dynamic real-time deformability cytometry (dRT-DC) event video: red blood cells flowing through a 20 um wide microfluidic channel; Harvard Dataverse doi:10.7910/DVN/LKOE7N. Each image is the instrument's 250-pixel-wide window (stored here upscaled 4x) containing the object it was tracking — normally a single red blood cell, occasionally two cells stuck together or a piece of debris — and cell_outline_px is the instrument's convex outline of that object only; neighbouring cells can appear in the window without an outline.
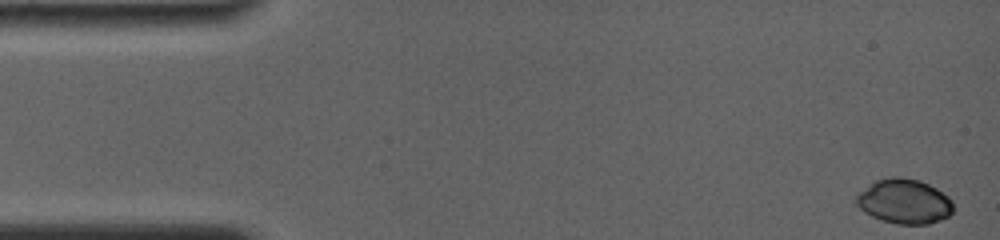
{"species": "common noctule bat (a hibernating species)", "species_latin": "Nyctalus noctula", "temperature_condition": "room temperature", "stored_images_in_passage": 44, "camera_frame_rate_fps": 4000, "um_per_image_px": 0.085, "animal": {"sex": "female", "body_mass_g": 19.0, "forearm_length_mm": 56.7}, "frame": {"image": 1, "passage_image": 1, "time_ms": 0.0, "image_size_px": [1000, 240], "cell_outline_px": [[952, 212], [948, 216], [940, 220], [928, 224], [896, 224], [872, 216], [864, 212], [856, 204], [856, 196], [860, 192], [876, 180], [892, 176], [900, 176], [920, 180], [936, 188], [948, 196], [952, 200]], "centroid_in_image_um": [76.87, 17.11], "position_along_channel_um": 8.1, "area_um2": 25.14}}
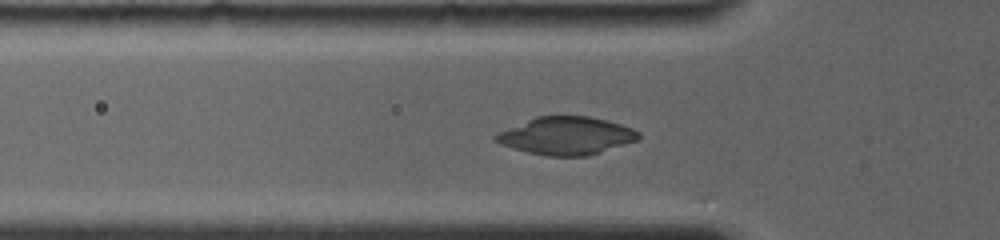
{"frame": {"image": 2, "passage_image": 25, "time_ms": 5.0, "image_size_px": [1000, 240], "cell_outline_px": [[640, 140], [588, 156], [548, 156], [528, 152], [512, 148], [500, 144], [492, 136], [500, 132], [536, 116], [588, 116], [608, 120], [632, 128], [640, 132]], "centroid_in_image_um": [48.19, 11.54], "position_along_channel_um": 77.6, "area_um2": 31.39}}
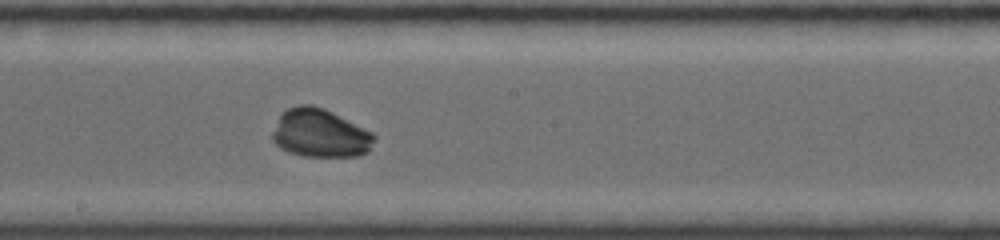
{"frame": {"image": 3, "passage_image": 43, "time_ms": 8.75, "image_size_px": [1000, 240], "cell_outline_px": [[376, 136], [368, 152], [356, 156], [304, 156], [288, 152], [280, 148], [272, 140], [272, 132], [280, 116], [288, 108], [300, 104], [312, 104], [324, 108], [372, 132]], "centroid_in_image_um": [27.2, 11.33], "position_along_channel_um": 221.0, "area_um2": 28.55}}